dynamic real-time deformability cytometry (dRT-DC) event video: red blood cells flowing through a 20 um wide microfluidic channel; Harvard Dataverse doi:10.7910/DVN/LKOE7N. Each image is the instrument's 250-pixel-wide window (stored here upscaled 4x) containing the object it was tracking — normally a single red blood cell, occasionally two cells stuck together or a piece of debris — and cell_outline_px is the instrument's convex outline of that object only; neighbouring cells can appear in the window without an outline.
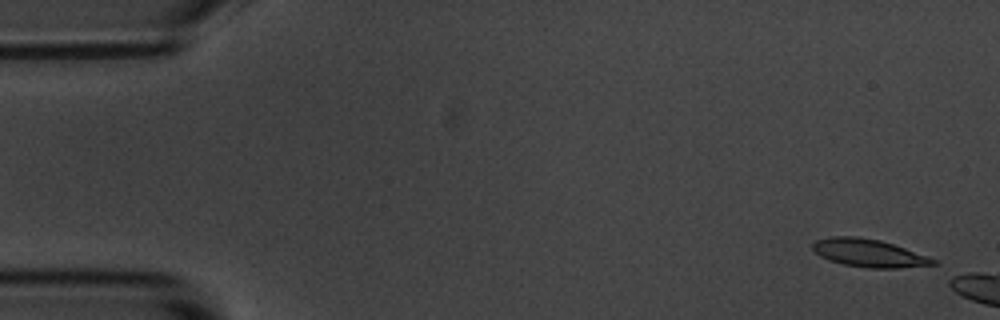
{"species": "common noctule bat (a hibernating species)", "species_latin": "Nyctalus noctula", "temperature_condition": "room temperature", "stored_images_in_passage": 7, "camera_frame_rate_fps": 3000, "um_per_image_px": 0.085, "animal": {"sex": "male", "body_mass_g": 20.1, "forearm_length_mm": 53.5}, "frame": {"image": 1, "passage_image": 1, "time_ms": 0.0, "image_size_px": [1000, 320], "cell_outline_px": [[940, 268], [868, 268], [844, 264], [828, 260], [820, 256], [812, 248], [812, 244], [816, 240], [832, 236], [856, 236], [880, 240], [928, 256], [936, 260], [940, 264]], "centroid_in_image_um": [74.0, 21.55], "position_along_channel_um": 11.0, "area_um2": 20.11}}